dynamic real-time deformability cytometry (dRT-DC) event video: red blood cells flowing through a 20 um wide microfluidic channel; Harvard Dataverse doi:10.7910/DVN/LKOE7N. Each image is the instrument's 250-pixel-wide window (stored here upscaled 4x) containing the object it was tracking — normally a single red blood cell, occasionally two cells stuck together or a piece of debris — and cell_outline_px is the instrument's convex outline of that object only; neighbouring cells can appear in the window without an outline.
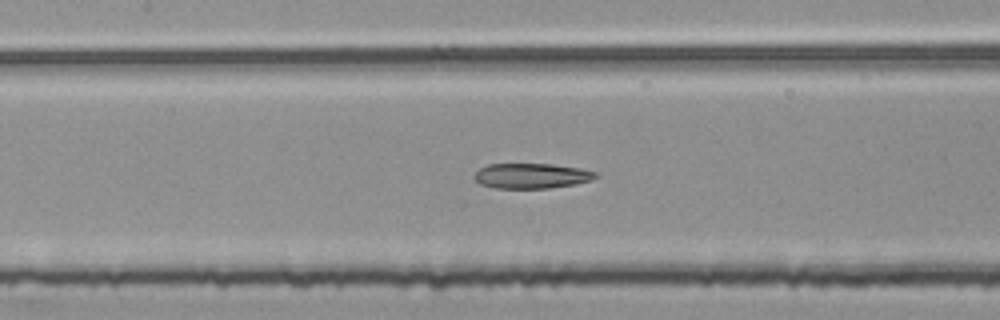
{"species": "common noctule bat (a hibernating species)", "species_latin": "Nyctalus noctula", "temperature_condition": "room temperature", "stored_images_in_passage": 55, "segment_of_instrument_passage": [2, 2], "camera_frame_rate_fps": 3000, "um_per_image_px": 0.085, "animal": {"sex": "female", "body_mass_g": 25.1}, "frame": {"image": 1, "passage_image": 25, "time_ms": 8.0, "image_size_px": [1000, 320], "cell_outline_px": [[600, 176], [592, 180], [576, 184], [548, 188], [492, 188], [480, 184], [472, 176], [480, 168], [488, 164], [552, 164], [580, 168], [596, 172]], "centroid_in_image_um": [45.19, 14.95], "position_along_channel_um": 162.2, "area_um2": 17.92}}
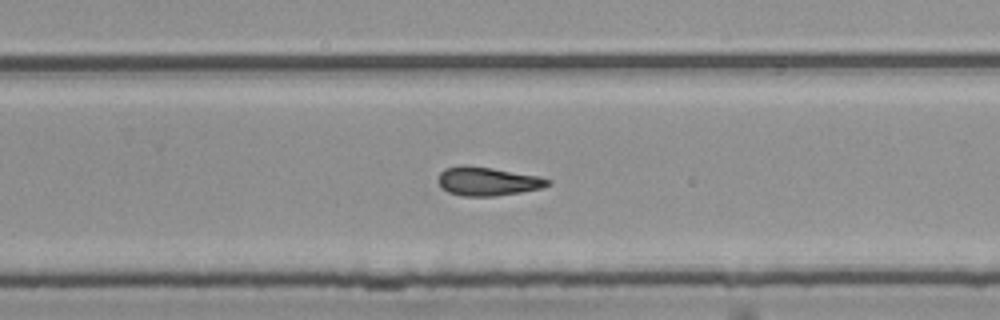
{"frame": {"image": 2, "passage_image": 35, "time_ms": 11.333, "image_size_px": [1000, 320], "cell_outline_px": [[552, 180], [548, 184], [540, 188], [520, 192], [496, 196], [460, 196], [448, 192], [440, 188], [436, 180], [440, 172], [444, 168], [460, 164], [468, 164], [540, 176]], "centroid_in_image_um": [41.36, 15.39], "position_along_channel_um": 288.4, "area_um2": 18.67}}
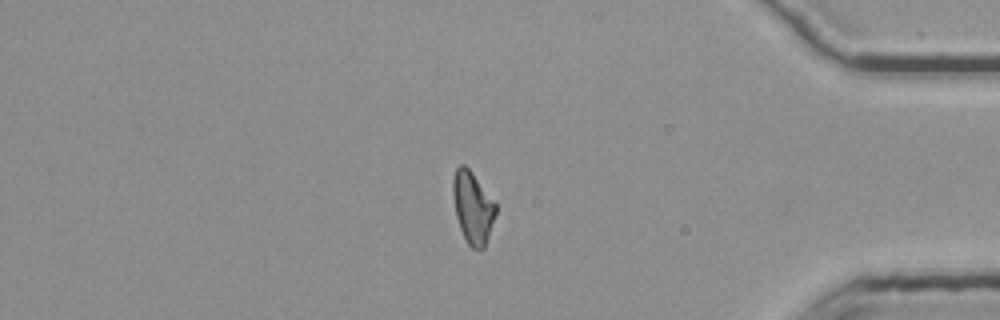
{"frame": {"image": 3, "passage_image": 46, "time_ms": 15.0, "image_size_px": [1000, 320], "cell_outline_px": [[496, 212], [484, 248], [480, 252], [472, 248], [468, 244], [460, 228], [456, 216], [452, 192], [452, 180], [456, 168], [460, 164], [464, 164], [472, 172], [496, 204]], "centroid_in_image_um": [40.16, 17.64], "position_along_channel_um": 395.0, "area_um2": 17.8}}